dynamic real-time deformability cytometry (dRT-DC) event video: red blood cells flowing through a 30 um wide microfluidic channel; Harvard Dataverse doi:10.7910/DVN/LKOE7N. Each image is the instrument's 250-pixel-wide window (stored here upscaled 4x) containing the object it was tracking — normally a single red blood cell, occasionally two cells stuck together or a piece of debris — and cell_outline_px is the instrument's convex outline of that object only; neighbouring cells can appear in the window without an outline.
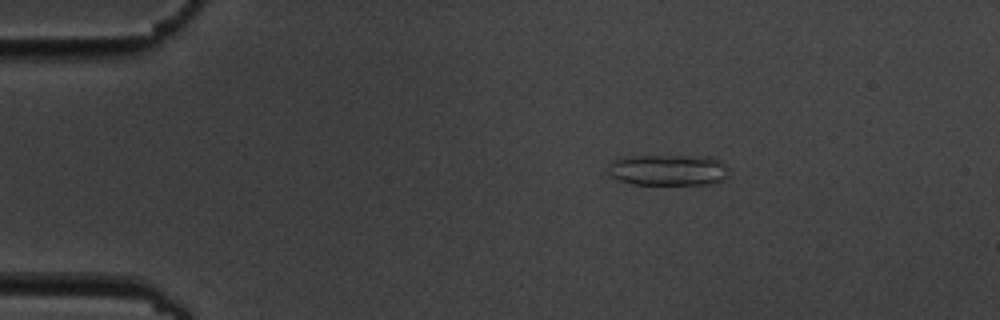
{"species": "common noctule bat (a hibernating species)", "species_latin": "Nyctalus noctula", "temperature_condition": "cold", "stored_images_in_passage": 4, "camera_frame_rate_fps": 3000, "um_per_image_px": 0.085, "animal": {"sex": "male", "body_mass_g": 19.5, "forearm_length_mm": 54.6}, "frame": {"image": 1, "passage_image": 3, "time_ms": 2.333, "image_size_px": [1000, 320], "cell_outline_px": [[724, 180], [716, 184], [636, 184], [620, 180], [608, 176], [608, 164], [620, 156], [712, 156], [724, 164]], "centroid_in_image_um": [56.73, 14.44], "position_along_channel_um": 28.3, "area_um2": 21.91}}